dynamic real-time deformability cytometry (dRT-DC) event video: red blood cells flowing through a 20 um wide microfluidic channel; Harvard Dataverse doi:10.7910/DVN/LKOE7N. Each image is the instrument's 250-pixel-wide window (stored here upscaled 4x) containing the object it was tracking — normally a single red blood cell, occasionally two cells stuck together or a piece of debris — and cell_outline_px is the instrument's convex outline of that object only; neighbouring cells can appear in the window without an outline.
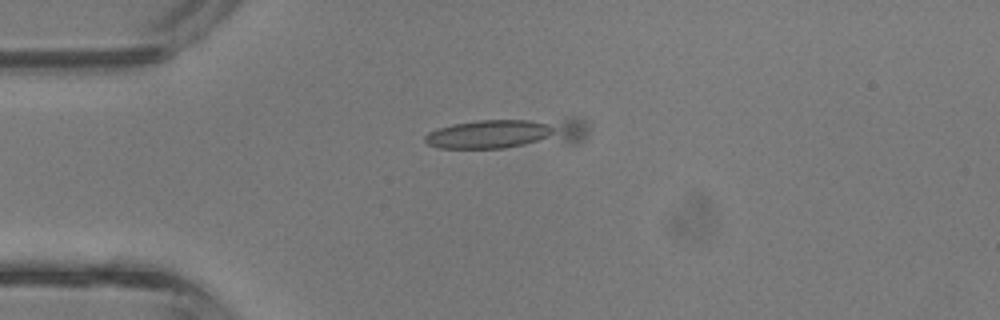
{"species": "common noctule bat (a hibernating species)", "species_latin": "Nyctalus noctula", "temperature_condition": "room temperature", "stored_images_in_passage": 8, "camera_frame_rate_fps": 3000, "um_per_image_px": 0.085, "animal": {"sex": "male", "body_mass_g": 13.3}, "frame": {"image": 1, "passage_image": 1, "time_ms": 0.0, "image_size_px": [1000, 320], "cell_outline_px": [[588, 132], [584, 140], [580, 144], [504, 148], [436, 148], [428, 144], [424, 140], [424, 136], [428, 132], [436, 128], [452, 124], [480, 120], [572, 116], [576, 116], [584, 120], [588, 128]], "centroid_in_image_um": [43.34, 11.32], "position_along_channel_um": 41.7, "area_um2": 30.63}}
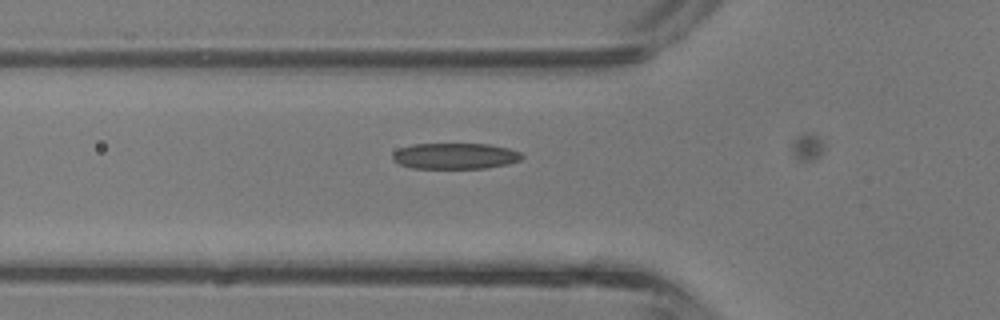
{"frame": {"image": 2, "passage_image": 5, "time_ms": 1.333, "image_size_px": [1000, 320], "cell_outline_px": [[524, 156], [520, 160], [508, 164], [488, 168], [412, 168], [400, 164], [392, 160], [392, 152], [400, 148], [412, 144], [492, 144], [508, 148], [520, 152]], "centroid_in_image_um": [38.68, 13.26], "position_along_channel_um": 87.1, "area_um2": 19.71}}
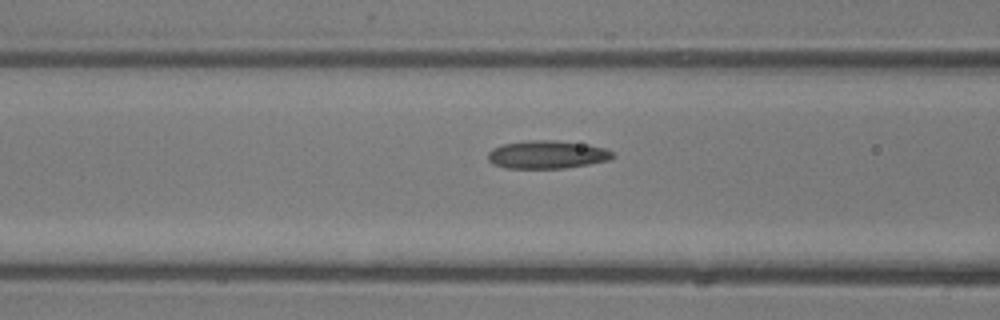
{"frame": {"image": 3, "passage_image": 7, "time_ms": 2.0, "image_size_px": [1000, 320], "cell_outline_px": [[616, 156], [608, 160], [588, 164], [564, 168], [504, 168], [492, 164], [488, 160], [488, 152], [492, 148], [500, 144], [528, 140], [556, 140], [588, 144], [604, 148], [612, 152]], "centroid_in_image_um": [46.46, 13.13], "position_along_channel_um": 120.1, "area_um2": 20.58}}